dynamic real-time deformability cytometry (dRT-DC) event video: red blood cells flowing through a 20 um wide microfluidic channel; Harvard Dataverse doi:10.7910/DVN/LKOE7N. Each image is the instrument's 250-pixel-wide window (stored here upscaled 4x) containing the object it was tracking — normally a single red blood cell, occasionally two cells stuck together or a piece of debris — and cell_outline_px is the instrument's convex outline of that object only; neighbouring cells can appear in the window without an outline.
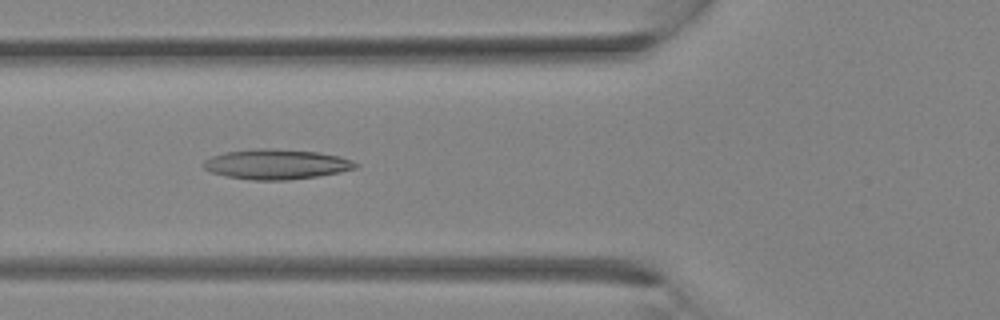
{"species": "Egyptian fruit bat (a non-hibernating species)", "species_latin": "Rousettus aegyptiacus", "temperature_condition": "room temperature", "stored_images_in_passage": 25, "camera_frame_rate_fps": 3000, "um_per_image_px": 0.085, "animal": {"sex": "female"}, "frame": {"image": 1, "passage_image": 4, "time_ms": 1.0, "image_size_px": [1000, 320], "cell_outline_px": [[360, 164], [356, 168], [340, 172], [316, 176], [288, 180], [252, 180], [228, 176], [212, 172], [204, 168], [200, 164], [204, 160], [212, 156], [224, 152], [256, 148], [272, 148], [320, 152], [340, 156], [352, 160]], "centroid_in_image_um": [23.5, 13.95], "position_along_channel_um": 102.3, "area_um2": 26.76}}
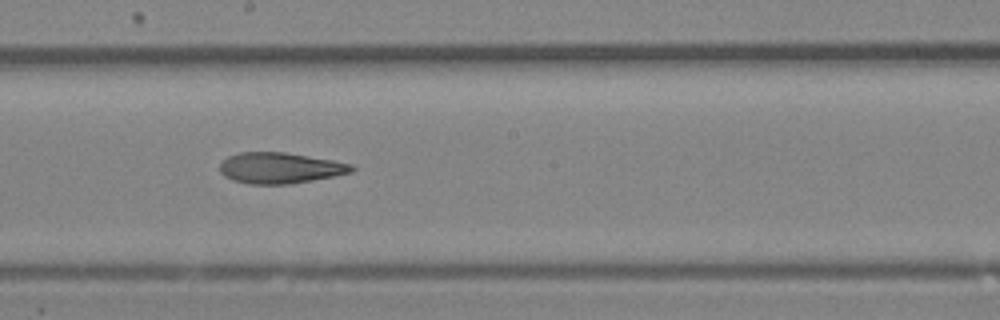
{"frame": {"image": 2, "passage_image": 10, "time_ms": 3.0, "image_size_px": [1000, 320], "cell_outline_px": [[356, 168], [352, 172], [312, 180], [288, 184], [248, 184], [232, 180], [224, 176], [220, 172], [220, 164], [228, 156], [240, 152], [284, 152], [332, 160], [352, 164]], "centroid_in_image_um": [23.78, 14.28], "position_along_channel_um": 224.4, "area_um2": 23.64}}
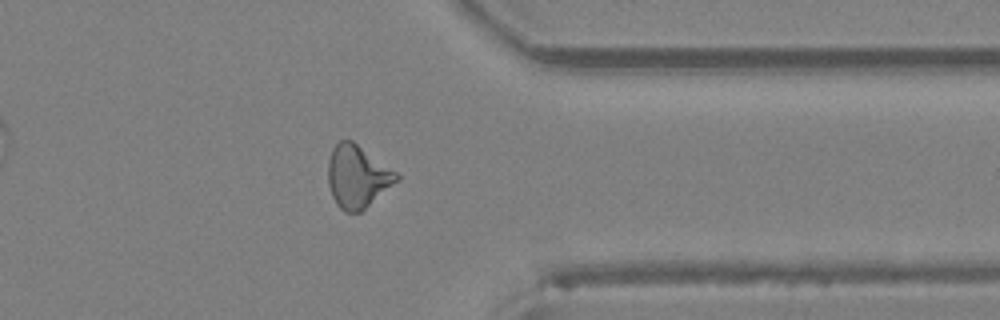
{"frame": {"image": 3, "passage_image": 18, "time_ms": 5.667, "image_size_px": [1000, 320], "cell_outline_px": [[400, 180], [360, 212], [344, 212], [336, 204], [332, 196], [328, 184], [328, 160], [332, 148], [340, 140], [352, 140], [396, 172], [400, 176]], "centroid_in_image_um": [30.37, 15.01], "position_along_channel_um": 381.0, "area_um2": 24.91}}